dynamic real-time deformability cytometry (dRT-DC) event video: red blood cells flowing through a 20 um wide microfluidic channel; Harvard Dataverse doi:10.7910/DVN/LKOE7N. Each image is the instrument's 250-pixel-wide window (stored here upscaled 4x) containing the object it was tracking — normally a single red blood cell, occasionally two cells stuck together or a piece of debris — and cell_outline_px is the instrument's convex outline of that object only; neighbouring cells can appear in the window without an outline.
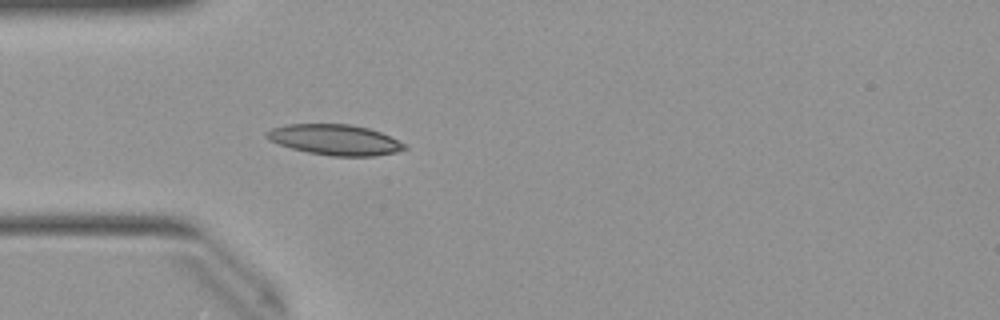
{"species": "Egyptian fruit bat (a non-hibernating species)", "species_latin": "Rousettus aegyptiacus", "temperature_condition": "warm", "stored_images_in_passage": 26, "camera_frame_rate_fps": 3000, "um_per_image_px": 0.085, "animal": {"sex": "female"}, "frame": {"image": 1, "passage_image": 4, "time_ms": 1.0, "image_size_px": [1000, 320], "cell_outline_px": [[408, 148], [396, 152], [372, 156], [332, 156], [308, 152], [292, 148], [268, 140], [264, 136], [264, 132], [272, 128], [284, 124], [352, 124], [368, 128], [380, 132], [408, 144]], "centroid_in_image_um": [28.47, 11.87], "position_along_channel_um": 56.5, "area_um2": 24.68}}
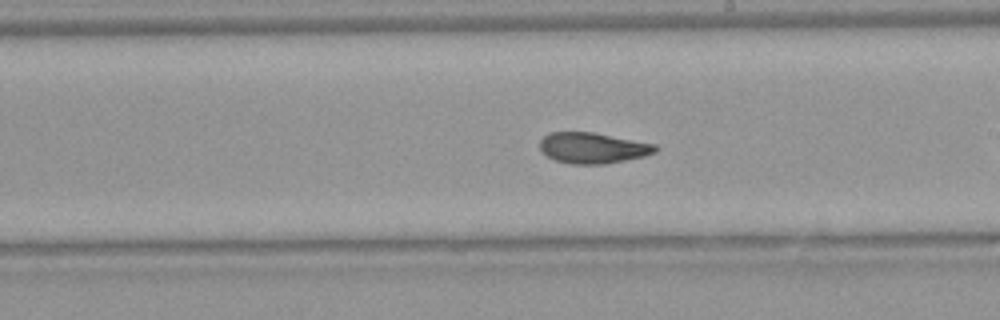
{"frame": {"image": 2, "passage_image": 15, "time_ms": 4.667, "image_size_px": [1000, 320], "cell_outline_px": [[660, 148], [656, 152], [644, 156], [604, 164], [568, 164], [556, 160], [548, 156], [540, 148], [540, 140], [548, 132], [592, 132], [656, 144]], "centroid_in_image_um": [50.4, 12.57], "position_along_channel_um": 238.6, "area_um2": 20.69}}
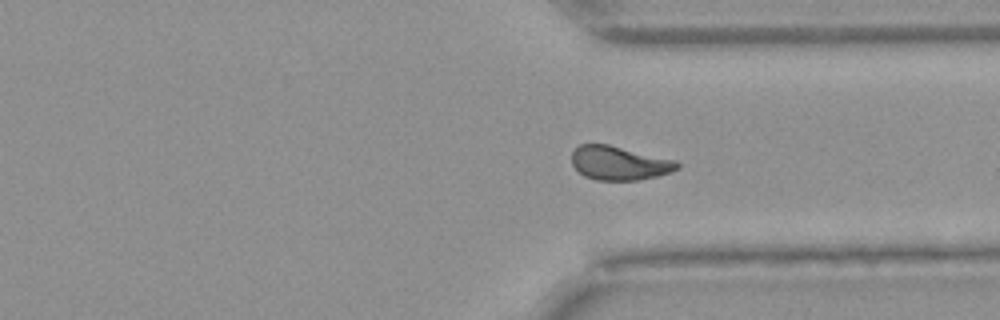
{"frame": {"image": 3, "passage_image": 24, "time_ms": 7.667, "image_size_px": [1000, 320], "cell_outline_px": [[680, 168], [672, 172], [656, 176], [636, 180], [596, 180], [584, 176], [572, 164], [572, 152], [580, 144], [608, 144], [676, 160], [680, 164]], "centroid_in_image_um": [52.65, 13.86], "position_along_channel_um": 358.7, "area_um2": 20.81}}